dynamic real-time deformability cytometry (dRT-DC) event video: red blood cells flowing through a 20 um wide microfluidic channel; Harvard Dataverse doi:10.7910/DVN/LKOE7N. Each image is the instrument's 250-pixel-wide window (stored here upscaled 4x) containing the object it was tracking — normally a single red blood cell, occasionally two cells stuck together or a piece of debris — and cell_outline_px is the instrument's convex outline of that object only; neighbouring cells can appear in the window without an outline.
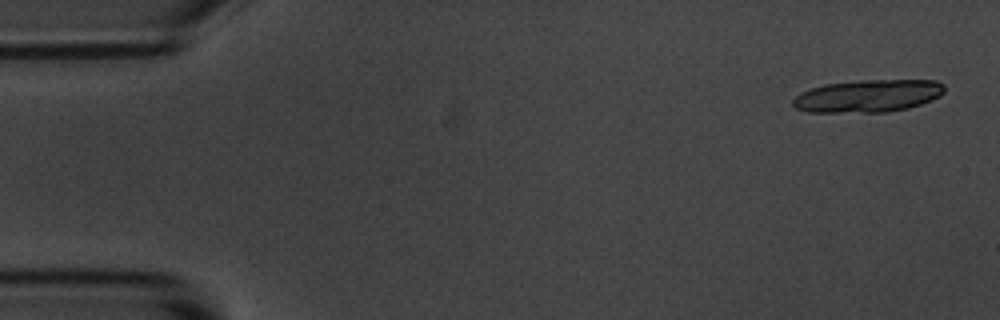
{"species": "common noctule bat (a hibernating species)", "species_latin": "Nyctalus noctula", "temperature_condition": "room temperature", "stored_images_in_passage": 6, "camera_frame_rate_fps": 3000, "um_per_image_px": 0.085, "animal": {"sex": "male", "body_mass_g": 20.1, "forearm_length_mm": 53.5}, "frame": {"image": 1, "passage_image": 1, "time_ms": 0.0, "image_size_px": [1000, 320], "cell_outline_px": [[944, 92], [940, 96], [932, 100], [908, 108], [884, 112], [808, 112], [796, 108], [792, 104], [792, 100], [800, 92], [824, 84], [860, 80], [936, 80], [944, 84]], "centroid_in_image_um": [73.78, 8.15], "position_along_channel_um": 11.2, "area_um2": 28.78}}